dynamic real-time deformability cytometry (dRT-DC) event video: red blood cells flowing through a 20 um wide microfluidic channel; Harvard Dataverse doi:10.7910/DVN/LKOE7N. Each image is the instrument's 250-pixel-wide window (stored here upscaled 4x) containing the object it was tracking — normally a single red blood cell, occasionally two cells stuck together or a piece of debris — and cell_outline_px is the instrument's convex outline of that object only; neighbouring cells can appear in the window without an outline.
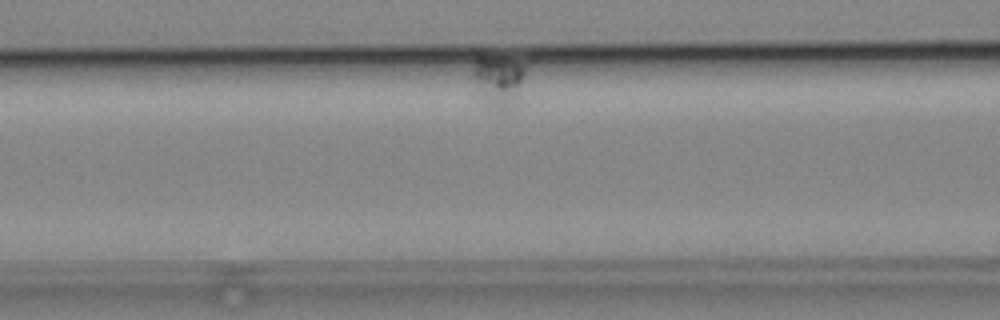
{"species": "common noctule bat (a hibernating species)", "species_latin": "Nyctalus noctula", "temperature_condition": "cold", "stored_images_in_passage": 11, "segment_of_instrument_passage": [1, 2], "camera_frame_rate_fps": 3000, "um_per_image_px": 0.085, "animal": {"sex": "male", "body_mass_g": 19.2, "forearm_length_mm": 51.8}, "frame": {"image": 1, "passage_image": 5, "time_ms": 8.333, "image_size_px": [1000, 320], "cell_outline_px": [[532, 60], [516, 104], [504, 108], [500, 108], [488, 104], [480, 96], [472, 76], [472, 72], [476, 56], [500, 56]], "centroid_in_image_um": [42.5, 6.72], "position_along_channel_um": 124.1, "area_um2": 16.76}}
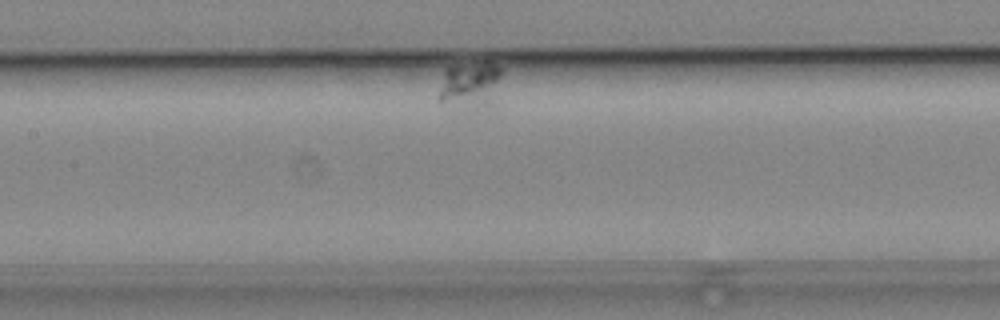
{"frame": {"image": 2, "passage_image": 8, "time_ms": 11.667, "image_size_px": [1000, 320], "cell_outline_px": [[500, 76], [492, 112], [476, 112], [456, 108], [436, 100], [436, 96], [444, 68], [484, 60], [488, 60], [500, 68]], "centroid_in_image_um": [39.95, 7.33], "position_along_channel_um": 167.4, "area_um2": 18.79}}
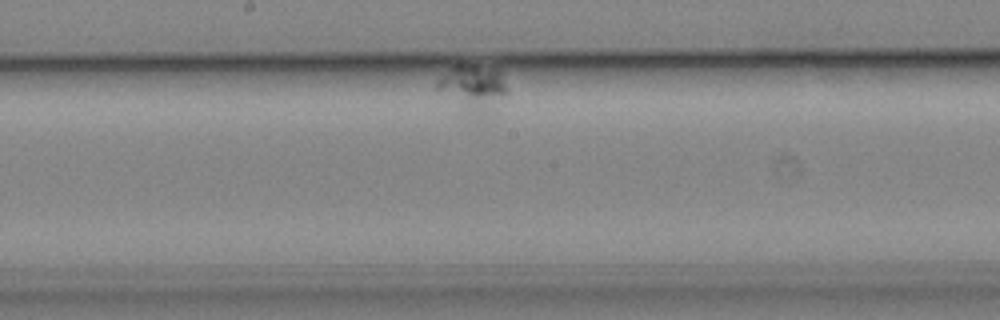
{"frame": {"image": 3, "passage_image": 10, "time_ms": 14.0, "image_size_px": [1000, 320], "cell_outline_px": [[508, 92], [480, 116], [476, 116], [436, 88], [436, 84], [456, 64], [476, 64], [492, 68], [500, 72]], "centroid_in_image_um": [40.23, 7.39], "position_along_channel_um": 208.0, "area_um2": 17.51}}